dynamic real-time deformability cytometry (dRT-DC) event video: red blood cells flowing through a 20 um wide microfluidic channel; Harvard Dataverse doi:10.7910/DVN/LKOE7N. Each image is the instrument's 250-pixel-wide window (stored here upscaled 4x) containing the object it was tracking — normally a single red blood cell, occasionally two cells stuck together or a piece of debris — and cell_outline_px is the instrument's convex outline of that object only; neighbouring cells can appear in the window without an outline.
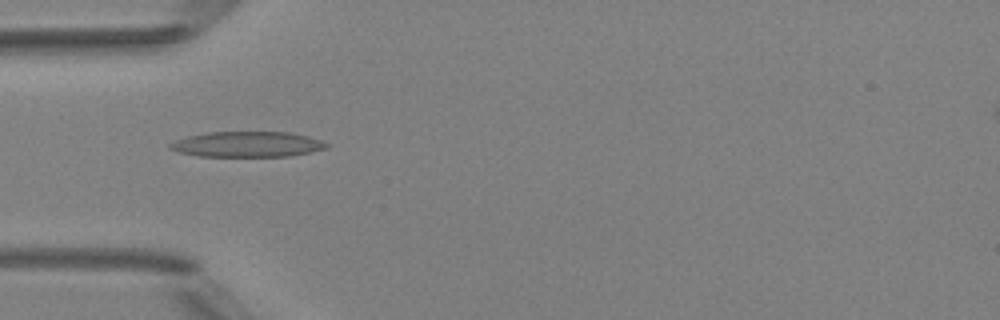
{"species": "Egyptian fruit bat (a non-hibernating species)", "species_latin": "Rousettus aegyptiacus", "temperature_condition": "room temperature", "stored_images_in_passage": 7, "camera_frame_rate_fps": 3000, "um_per_image_px": 0.085, "animal": {"sex": "female"}, "frame": {"image": 1, "passage_image": 4, "time_ms": 4.333, "image_size_px": [1000, 320], "cell_outline_px": [[332, 144], [328, 148], [288, 156], [200, 156], [176, 152], [168, 148], [168, 144], [176, 140], [188, 136], [208, 132], [288, 132], [308, 136]], "centroid_in_image_um": [21.01, 12.26], "position_along_channel_um": 64.0, "area_um2": 23.24}}
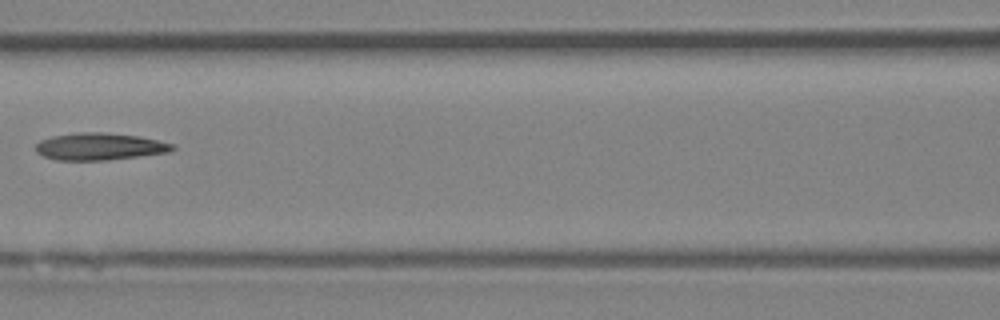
{"frame": {"image": 2, "passage_image": 6, "time_ms": 6.667, "image_size_px": [1000, 320], "cell_outline_px": [[176, 148], [168, 152], [108, 160], [56, 160], [44, 156], [36, 152], [36, 144], [40, 140], [52, 136], [72, 132], [104, 132], [140, 136], [172, 144]], "centroid_in_image_um": [8.42, 12.44], "position_along_channel_um": 158.2, "area_um2": 21.62}}
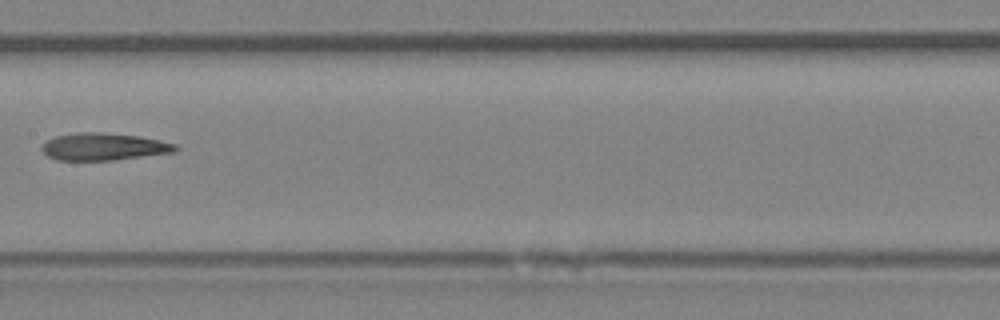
{"frame": {"image": 3, "passage_image": 7, "time_ms": 7.667, "image_size_px": [1000, 320], "cell_outline_px": [[180, 148], [172, 152], [112, 160], [56, 160], [48, 156], [40, 148], [48, 140], [56, 136], [76, 132], [104, 132], [140, 136], [176, 144]], "centroid_in_image_um": [8.8, 12.46], "position_along_channel_um": 198.6, "area_um2": 21.1}}